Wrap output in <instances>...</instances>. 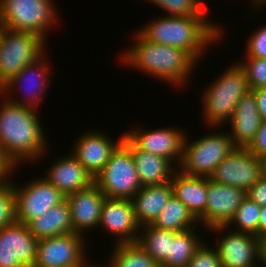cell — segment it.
<instances>
[{"mask_svg": "<svg viewBox=\"0 0 266 267\" xmlns=\"http://www.w3.org/2000/svg\"><path fill=\"white\" fill-rule=\"evenodd\" d=\"M3 100L0 103V149L16 167L25 161L42 159L49 144L37 115L39 110L12 103L5 97Z\"/></svg>", "mask_w": 266, "mask_h": 267, "instance_id": "obj_1", "label": "cell"}, {"mask_svg": "<svg viewBox=\"0 0 266 267\" xmlns=\"http://www.w3.org/2000/svg\"><path fill=\"white\" fill-rule=\"evenodd\" d=\"M15 198L16 221L27 225L42 216L66 197L43 177L34 178L25 185L12 183Z\"/></svg>", "mask_w": 266, "mask_h": 267, "instance_id": "obj_11", "label": "cell"}, {"mask_svg": "<svg viewBox=\"0 0 266 267\" xmlns=\"http://www.w3.org/2000/svg\"><path fill=\"white\" fill-rule=\"evenodd\" d=\"M187 134L172 127L155 130L132 128L125 132V137L140 151L159 155L170 160L177 168L182 159L183 142Z\"/></svg>", "mask_w": 266, "mask_h": 267, "instance_id": "obj_13", "label": "cell"}, {"mask_svg": "<svg viewBox=\"0 0 266 267\" xmlns=\"http://www.w3.org/2000/svg\"><path fill=\"white\" fill-rule=\"evenodd\" d=\"M49 65L46 54L38 60L26 65L1 87V97L3 95V97L7 98L12 103L37 109L39 104L43 101L42 99L45 97L44 93L47 87L50 85L49 82L51 79L49 78V74L51 72ZM18 86L24 88H21V91L24 90L23 96L25 98L23 97V100L10 97L12 95L11 89L15 91Z\"/></svg>", "mask_w": 266, "mask_h": 267, "instance_id": "obj_12", "label": "cell"}, {"mask_svg": "<svg viewBox=\"0 0 266 267\" xmlns=\"http://www.w3.org/2000/svg\"><path fill=\"white\" fill-rule=\"evenodd\" d=\"M209 19L164 15L143 25L137 32L149 42L180 48L199 63L208 45L210 47L224 36L222 26Z\"/></svg>", "mask_w": 266, "mask_h": 267, "instance_id": "obj_2", "label": "cell"}, {"mask_svg": "<svg viewBox=\"0 0 266 267\" xmlns=\"http://www.w3.org/2000/svg\"><path fill=\"white\" fill-rule=\"evenodd\" d=\"M246 43V55L250 57L266 58V25L260 26Z\"/></svg>", "mask_w": 266, "mask_h": 267, "instance_id": "obj_35", "label": "cell"}, {"mask_svg": "<svg viewBox=\"0 0 266 267\" xmlns=\"http://www.w3.org/2000/svg\"><path fill=\"white\" fill-rule=\"evenodd\" d=\"M198 222L192 212L173 195L151 225L159 229L183 232L194 228Z\"/></svg>", "mask_w": 266, "mask_h": 267, "instance_id": "obj_27", "label": "cell"}, {"mask_svg": "<svg viewBox=\"0 0 266 267\" xmlns=\"http://www.w3.org/2000/svg\"><path fill=\"white\" fill-rule=\"evenodd\" d=\"M258 238L263 242H266V206L261 207L258 226Z\"/></svg>", "mask_w": 266, "mask_h": 267, "instance_id": "obj_40", "label": "cell"}, {"mask_svg": "<svg viewBox=\"0 0 266 267\" xmlns=\"http://www.w3.org/2000/svg\"><path fill=\"white\" fill-rule=\"evenodd\" d=\"M17 169L18 167H16L0 149V186L10 182L11 180H9L8 177L11 176L12 173H15Z\"/></svg>", "mask_w": 266, "mask_h": 267, "instance_id": "obj_38", "label": "cell"}, {"mask_svg": "<svg viewBox=\"0 0 266 267\" xmlns=\"http://www.w3.org/2000/svg\"><path fill=\"white\" fill-rule=\"evenodd\" d=\"M113 245L110 262L103 267H159L154 258L136 242Z\"/></svg>", "mask_w": 266, "mask_h": 267, "instance_id": "obj_28", "label": "cell"}, {"mask_svg": "<svg viewBox=\"0 0 266 267\" xmlns=\"http://www.w3.org/2000/svg\"><path fill=\"white\" fill-rule=\"evenodd\" d=\"M43 178L65 197L94 183V178L70 153L53 162Z\"/></svg>", "mask_w": 266, "mask_h": 267, "instance_id": "obj_20", "label": "cell"}, {"mask_svg": "<svg viewBox=\"0 0 266 267\" xmlns=\"http://www.w3.org/2000/svg\"><path fill=\"white\" fill-rule=\"evenodd\" d=\"M114 143L106 133L102 131H86L77 138L70 153L77 161L95 178L105 167L111 154L123 142L125 133Z\"/></svg>", "mask_w": 266, "mask_h": 267, "instance_id": "obj_17", "label": "cell"}, {"mask_svg": "<svg viewBox=\"0 0 266 267\" xmlns=\"http://www.w3.org/2000/svg\"><path fill=\"white\" fill-rule=\"evenodd\" d=\"M94 183L106 198L131 199L141 188L131 149L122 142Z\"/></svg>", "mask_w": 266, "mask_h": 267, "instance_id": "obj_7", "label": "cell"}, {"mask_svg": "<svg viewBox=\"0 0 266 267\" xmlns=\"http://www.w3.org/2000/svg\"><path fill=\"white\" fill-rule=\"evenodd\" d=\"M220 74L201 96L204 123L217 130L219 125L231 120L240 98L250 91L245 71L238 62H233Z\"/></svg>", "mask_w": 266, "mask_h": 267, "instance_id": "obj_4", "label": "cell"}, {"mask_svg": "<svg viewBox=\"0 0 266 267\" xmlns=\"http://www.w3.org/2000/svg\"><path fill=\"white\" fill-rule=\"evenodd\" d=\"M38 240L19 222L0 228V267H33Z\"/></svg>", "mask_w": 266, "mask_h": 267, "instance_id": "obj_14", "label": "cell"}, {"mask_svg": "<svg viewBox=\"0 0 266 267\" xmlns=\"http://www.w3.org/2000/svg\"><path fill=\"white\" fill-rule=\"evenodd\" d=\"M54 0H0L4 28L30 32L47 40V32L59 20ZM57 22V23H56Z\"/></svg>", "mask_w": 266, "mask_h": 267, "instance_id": "obj_6", "label": "cell"}, {"mask_svg": "<svg viewBox=\"0 0 266 267\" xmlns=\"http://www.w3.org/2000/svg\"><path fill=\"white\" fill-rule=\"evenodd\" d=\"M133 37L132 46L119 55L120 62L178 88L188 84L197 62L186 51L149 42L137 31Z\"/></svg>", "mask_w": 266, "mask_h": 267, "instance_id": "obj_3", "label": "cell"}, {"mask_svg": "<svg viewBox=\"0 0 266 267\" xmlns=\"http://www.w3.org/2000/svg\"><path fill=\"white\" fill-rule=\"evenodd\" d=\"M195 231V228L183 232L170 230V254L161 267H187L192 256L204 242Z\"/></svg>", "mask_w": 266, "mask_h": 267, "instance_id": "obj_26", "label": "cell"}, {"mask_svg": "<svg viewBox=\"0 0 266 267\" xmlns=\"http://www.w3.org/2000/svg\"><path fill=\"white\" fill-rule=\"evenodd\" d=\"M3 29H4V26H3V24L0 21V36H1V33H2Z\"/></svg>", "mask_w": 266, "mask_h": 267, "instance_id": "obj_44", "label": "cell"}, {"mask_svg": "<svg viewBox=\"0 0 266 267\" xmlns=\"http://www.w3.org/2000/svg\"><path fill=\"white\" fill-rule=\"evenodd\" d=\"M84 238L74 232L38 240L33 267H90Z\"/></svg>", "mask_w": 266, "mask_h": 267, "instance_id": "obj_10", "label": "cell"}, {"mask_svg": "<svg viewBox=\"0 0 266 267\" xmlns=\"http://www.w3.org/2000/svg\"><path fill=\"white\" fill-rule=\"evenodd\" d=\"M247 149L257 157L266 154V119L262 120L254 140L250 143Z\"/></svg>", "mask_w": 266, "mask_h": 267, "instance_id": "obj_36", "label": "cell"}, {"mask_svg": "<svg viewBox=\"0 0 266 267\" xmlns=\"http://www.w3.org/2000/svg\"><path fill=\"white\" fill-rule=\"evenodd\" d=\"M203 242L192 256L187 267H221L220 257L215 247Z\"/></svg>", "mask_w": 266, "mask_h": 267, "instance_id": "obj_34", "label": "cell"}, {"mask_svg": "<svg viewBox=\"0 0 266 267\" xmlns=\"http://www.w3.org/2000/svg\"><path fill=\"white\" fill-rule=\"evenodd\" d=\"M261 122L255 93L250 90L240 98L231 120L227 122L231 126L229 136L234 145L247 148L254 140Z\"/></svg>", "mask_w": 266, "mask_h": 267, "instance_id": "obj_21", "label": "cell"}, {"mask_svg": "<svg viewBox=\"0 0 266 267\" xmlns=\"http://www.w3.org/2000/svg\"><path fill=\"white\" fill-rule=\"evenodd\" d=\"M172 196L173 188L170 182L161 185L143 186L131 198L139 225L142 227L152 224Z\"/></svg>", "mask_w": 266, "mask_h": 267, "instance_id": "obj_24", "label": "cell"}, {"mask_svg": "<svg viewBox=\"0 0 266 267\" xmlns=\"http://www.w3.org/2000/svg\"><path fill=\"white\" fill-rule=\"evenodd\" d=\"M46 40L37 34L4 28L0 36V87L26 65L45 54Z\"/></svg>", "mask_w": 266, "mask_h": 267, "instance_id": "obj_8", "label": "cell"}, {"mask_svg": "<svg viewBox=\"0 0 266 267\" xmlns=\"http://www.w3.org/2000/svg\"><path fill=\"white\" fill-rule=\"evenodd\" d=\"M245 59L238 63L245 71L250 90L266 86V58L246 56Z\"/></svg>", "mask_w": 266, "mask_h": 267, "instance_id": "obj_32", "label": "cell"}, {"mask_svg": "<svg viewBox=\"0 0 266 267\" xmlns=\"http://www.w3.org/2000/svg\"><path fill=\"white\" fill-rule=\"evenodd\" d=\"M90 267H103V266H99V265L97 266V264H94V265L92 264Z\"/></svg>", "mask_w": 266, "mask_h": 267, "instance_id": "obj_45", "label": "cell"}, {"mask_svg": "<svg viewBox=\"0 0 266 267\" xmlns=\"http://www.w3.org/2000/svg\"><path fill=\"white\" fill-rule=\"evenodd\" d=\"M253 6L252 7H254L253 8V10L255 9V8H264L263 7V5H266V0H253Z\"/></svg>", "mask_w": 266, "mask_h": 267, "instance_id": "obj_42", "label": "cell"}, {"mask_svg": "<svg viewBox=\"0 0 266 267\" xmlns=\"http://www.w3.org/2000/svg\"><path fill=\"white\" fill-rule=\"evenodd\" d=\"M260 211L261 206L246 197L225 227L228 229L235 227V229L231 228L230 230L249 233L258 237Z\"/></svg>", "mask_w": 266, "mask_h": 267, "instance_id": "obj_30", "label": "cell"}, {"mask_svg": "<svg viewBox=\"0 0 266 267\" xmlns=\"http://www.w3.org/2000/svg\"><path fill=\"white\" fill-rule=\"evenodd\" d=\"M123 142L132 151L142 187L161 185L172 180L174 173L178 170L174 163L159 155L138 150L126 137Z\"/></svg>", "mask_w": 266, "mask_h": 267, "instance_id": "obj_22", "label": "cell"}, {"mask_svg": "<svg viewBox=\"0 0 266 267\" xmlns=\"http://www.w3.org/2000/svg\"><path fill=\"white\" fill-rule=\"evenodd\" d=\"M261 266L266 267V242H264V245L262 248Z\"/></svg>", "mask_w": 266, "mask_h": 267, "instance_id": "obj_43", "label": "cell"}, {"mask_svg": "<svg viewBox=\"0 0 266 267\" xmlns=\"http://www.w3.org/2000/svg\"><path fill=\"white\" fill-rule=\"evenodd\" d=\"M246 197L247 192L242 188L223 185L208 178L206 211L199 219L200 225L205 229L225 226Z\"/></svg>", "mask_w": 266, "mask_h": 267, "instance_id": "obj_18", "label": "cell"}, {"mask_svg": "<svg viewBox=\"0 0 266 267\" xmlns=\"http://www.w3.org/2000/svg\"><path fill=\"white\" fill-rule=\"evenodd\" d=\"M256 96L258 111L261 119H266V86L253 90Z\"/></svg>", "mask_w": 266, "mask_h": 267, "instance_id": "obj_39", "label": "cell"}, {"mask_svg": "<svg viewBox=\"0 0 266 267\" xmlns=\"http://www.w3.org/2000/svg\"><path fill=\"white\" fill-rule=\"evenodd\" d=\"M260 170L262 178H266V154L259 157Z\"/></svg>", "mask_w": 266, "mask_h": 267, "instance_id": "obj_41", "label": "cell"}, {"mask_svg": "<svg viewBox=\"0 0 266 267\" xmlns=\"http://www.w3.org/2000/svg\"><path fill=\"white\" fill-rule=\"evenodd\" d=\"M207 231L222 235L213 245L221 267H260L264 242L256 235L229 230L225 226H214Z\"/></svg>", "mask_w": 266, "mask_h": 267, "instance_id": "obj_9", "label": "cell"}, {"mask_svg": "<svg viewBox=\"0 0 266 267\" xmlns=\"http://www.w3.org/2000/svg\"><path fill=\"white\" fill-rule=\"evenodd\" d=\"M170 183L173 195L199 220L206 211L208 177L188 176L177 170Z\"/></svg>", "mask_w": 266, "mask_h": 267, "instance_id": "obj_23", "label": "cell"}, {"mask_svg": "<svg viewBox=\"0 0 266 267\" xmlns=\"http://www.w3.org/2000/svg\"><path fill=\"white\" fill-rule=\"evenodd\" d=\"M185 136L178 170L188 176L210 177L215 168L235 150L229 132L206 134L190 142Z\"/></svg>", "mask_w": 266, "mask_h": 267, "instance_id": "obj_5", "label": "cell"}, {"mask_svg": "<svg viewBox=\"0 0 266 267\" xmlns=\"http://www.w3.org/2000/svg\"><path fill=\"white\" fill-rule=\"evenodd\" d=\"M16 222L12 181L0 186V228Z\"/></svg>", "mask_w": 266, "mask_h": 267, "instance_id": "obj_33", "label": "cell"}, {"mask_svg": "<svg viewBox=\"0 0 266 267\" xmlns=\"http://www.w3.org/2000/svg\"><path fill=\"white\" fill-rule=\"evenodd\" d=\"M136 243L141 246L154 261L161 266L170 254V230L159 229L151 224L140 228Z\"/></svg>", "mask_w": 266, "mask_h": 267, "instance_id": "obj_29", "label": "cell"}, {"mask_svg": "<svg viewBox=\"0 0 266 267\" xmlns=\"http://www.w3.org/2000/svg\"><path fill=\"white\" fill-rule=\"evenodd\" d=\"M27 227L37 240L75 232L66 199L62 203L53 206L42 216L31 220Z\"/></svg>", "mask_w": 266, "mask_h": 267, "instance_id": "obj_25", "label": "cell"}, {"mask_svg": "<svg viewBox=\"0 0 266 267\" xmlns=\"http://www.w3.org/2000/svg\"><path fill=\"white\" fill-rule=\"evenodd\" d=\"M259 157L247 148L236 147L209 177L212 181L239 187L246 192L261 178Z\"/></svg>", "mask_w": 266, "mask_h": 267, "instance_id": "obj_15", "label": "cell"}, {"mask_svg": "<svg viewBox=\"0 0 266 267\" xmlns=\"http://www.w3.org/2000/svg\"><path fill=\"white\" fill-rule=\"evenodd\" d=\"M99 227L105 228L109 235L117 237L114 238V244L136 242L141 226L135 217L131 199L105 198Z\"/></svg>", "mask_w": 266, "mask_h": 267, "instance_id": "obj_16", "label": "cell"}, {"mask_svg": "<svg viewBox=\"0 0 266 267\" xmlns=\"http://www.w3.org/2000/svg\"><path fill=\"white\" fill-rule=\"evenodd\" d=\"M105 198L95 183L66 196L75 233L84 236L87 231L99 228Z\"/></svg>", "mask_w": 266, "mask_h": 267, "instance_id": "obj_19", "label": "cell"}, {"mask_svg": "<svg viewBox=\"0 0 266 267\" xmlns=\"http://www.w3.org/2000/svg\"><path fill=\"white\" fill-rule=\"evenodd\" d=\"M247 197L259 206H266V178H260L248 191Z\"/></svg>", "mask_w": 266, "mask_h": 267, "instance_id": "obj_37", "label": "cell"}, {"mask_svg": "<svg viewBox=\"0 0 266 267\" xmlns=\"http://www.w3.org/2000/svg\"><path fill=\"white\" fill-rule=\"evenodd\" d=\"M146 1V0H145ZM157 8L164 10L167 16L175 17H209L206 9L199 0H147Z\"/></svg>", "mask_w": 266, "mask_h": 267, "instance_id": "obj_31", "label": "cell"}]
</instances>
